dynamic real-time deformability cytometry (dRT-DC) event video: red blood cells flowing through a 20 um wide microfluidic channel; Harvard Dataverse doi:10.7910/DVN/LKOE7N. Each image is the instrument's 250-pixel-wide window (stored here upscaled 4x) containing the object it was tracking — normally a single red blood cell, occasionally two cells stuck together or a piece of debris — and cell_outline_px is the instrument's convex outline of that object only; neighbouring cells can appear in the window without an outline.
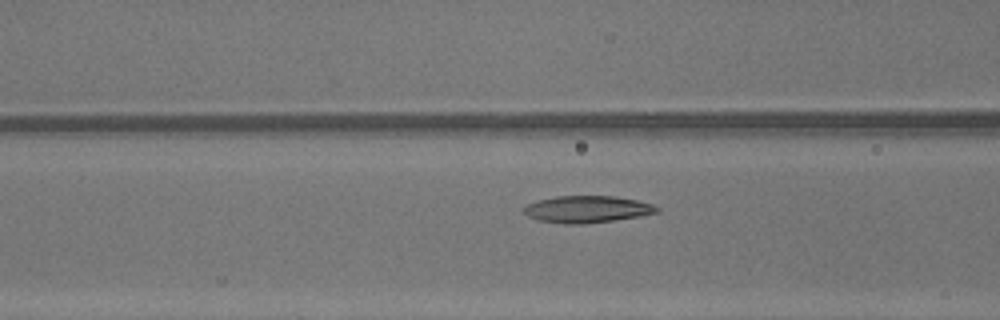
{"species": "common noctule bat (a hibernating species)", "species_latin": "Nyctalus noctula", "temperature_condition": "warm", "stored_images_in_passage": 48, "camera_frame_rate_fps": 3000, "um_per_image_px": 0.085, "animal": {"sex": "male", "body_mass_g": 13.3}, "frame": {"image": 1, "passage_image": 20, "time_ms": 6.333, "image_size_px": [1000, 320], "cell_outline_px": [[660, 212], [640, 216], [584, 224], [564, 224], [536, 220], [528, 216], [520, 208], [528, 204], [540, 200], [556, 196], [616, 196], [636, 200], [652, 204], [660, 208]], "centroid_in_image_um": [49.89, 17.79], "position_along_channel_um": 116.7, "area_um2": 20.92}}
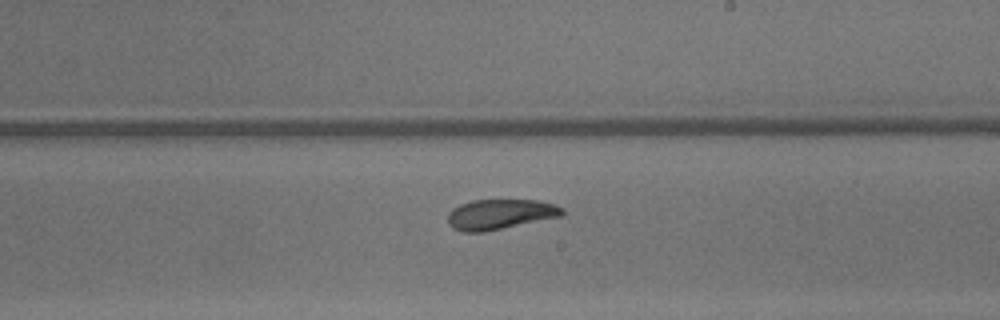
{"frame": {"image": 2, "passage_image": 29, "time_ms": 9.333, "image_size_px": [1000, 320], "cell_outline_px": [[564, 212], [560, 216], [484, 232], [460, 232], [452, 228], [448, 224], [448, 212], [452, 208], [460, 204], [472, 200], [536, 200], [556, 204], [564, 208]], "centroid_in_image_um": [42.46, 18.21], "position_along_channel_um": 246.5, "area_um2": 20.17}}
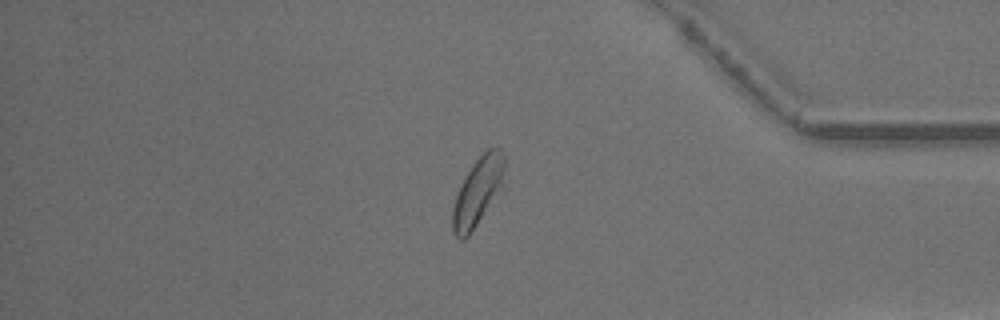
{"frame": {"image": 3, "passage_image": 41, "time_ms": 13.333, "image_size_px": [1000, 320], "cell_outline_px": [[504, 168], [500, 184], [476, 224], [468, 236], [464, 240], [460, 240], [452, 232], [452, 208], [456, 196], [472, 164], [488, 148], [500, 148], [504, 156]], "centroid_in_image_um": [40.54, 16.28], "position_along_channel_um": 394.7, "area_um2": 19.31}, "authors_computed_cell_mechanics": {"area_um2": 21.0103, "velocity_mm_per_s": 4.3332, "shape_relaxation_time_tau1_ms": 2.2634, "shape_relaxation_time_tau2_ms": 3.2682, "deformation_change_tau1": 0.1267, "deformation_change_tau2": 0.1031}}